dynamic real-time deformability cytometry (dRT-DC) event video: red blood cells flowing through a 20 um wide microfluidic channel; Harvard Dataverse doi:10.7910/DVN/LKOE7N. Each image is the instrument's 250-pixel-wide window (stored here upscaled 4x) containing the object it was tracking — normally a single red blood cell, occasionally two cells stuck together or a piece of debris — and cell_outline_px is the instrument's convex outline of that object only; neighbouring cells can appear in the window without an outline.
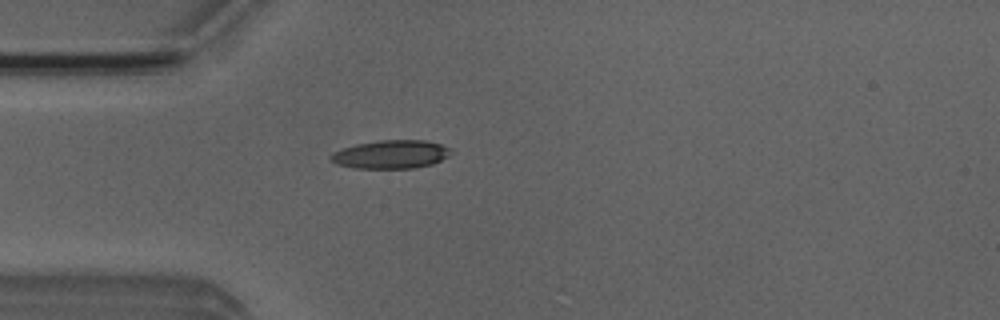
{"species": "Egyptian fruit bat (a non-hibernating species)", "species_latin": "Rousettus aegyptiacus", "temperature_condition": "room temperature", "stored_images_in_passage": 27, "camera_frame_rate_fps": 3000, "um_per_image_px": 0.085, "animal": {"sex": "male"}, "frame": {"image": 1, "passage_image": 2, "time_ms": 0.333, "image_size_px": [1000, 320], "cell_outline_px": [[456, 152], [432, 164], [412, 168], [352, 168], [336, 164], [328, 156], [332, 152], [356, 144], [380, 140], [424, 140], [440, 144], [452, 148]], "centroid_in_image_um": [33.25, 13.12], "position_along_channel_um": 51.7, "area_um2": 20.0}}
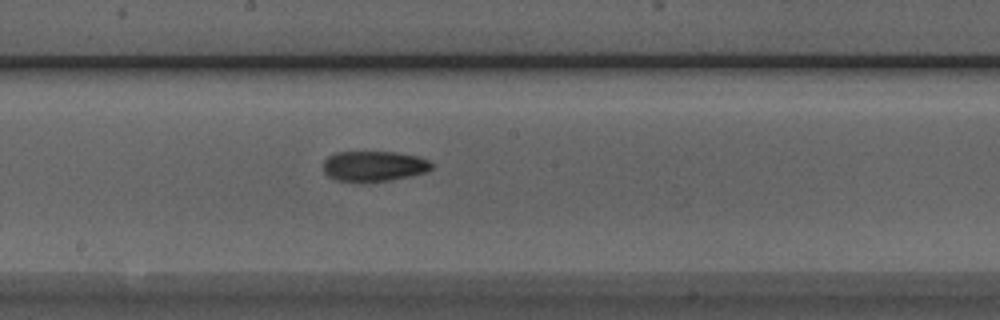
{"frame": {"image": 2, "passage_image": 15, "time_ms": 4.667, "image_size_px": [1000, 320], "cell_outline_px": [[432, 168], [424, 172], [412, 176], [392, 180], [364, 184], [336, 180], [328, 176], [324, 172], [324, 160], [328, 156], [336, 152], [396, 152], [420, 156], [428, 160], [432, 164]], "centroid_in_image_um": [31.77, 14.15], "position_along_channel_um": 216.4, "area_um2": 19.71}}
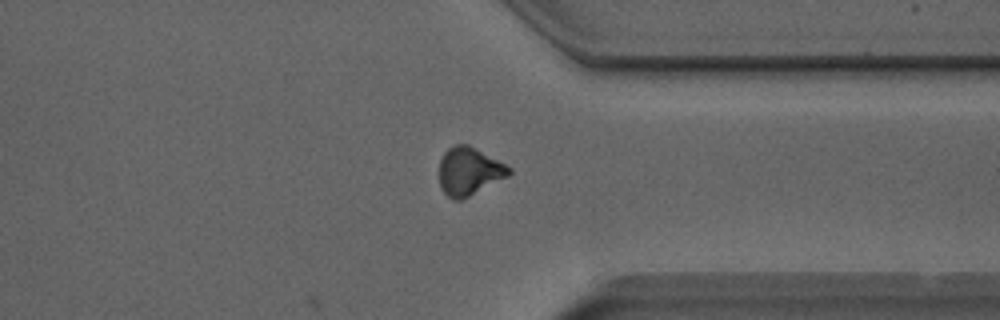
{"frame": {"image": 3, "passage_image": 27, "time_ms": 8.667, "image_size_px": [1000, 320], "cell_outline_px": [[512, 172], [508, 176], [460, 200], [452, 200], [440, 188], [440, 160], [444, 152], [448, 148], [456, 144], [468, 144], [512, 168]], "centroid_in_image_um": [39.86, 14.55], "position_along_channel_um": 371.5, "area_um2": 19.25}, "authors_computed_cell_mechanics": {"area_um2": 19.1318, "velocity_mm_per_s": 3.9675, "shape_relaxation_time_tau1_ms": 6.4506, "shape_relaxation_time_tau2_ms": 7.1988, "deformation_change_tau1": 0.1818, "deformation_change_tau2": 0.1744}}